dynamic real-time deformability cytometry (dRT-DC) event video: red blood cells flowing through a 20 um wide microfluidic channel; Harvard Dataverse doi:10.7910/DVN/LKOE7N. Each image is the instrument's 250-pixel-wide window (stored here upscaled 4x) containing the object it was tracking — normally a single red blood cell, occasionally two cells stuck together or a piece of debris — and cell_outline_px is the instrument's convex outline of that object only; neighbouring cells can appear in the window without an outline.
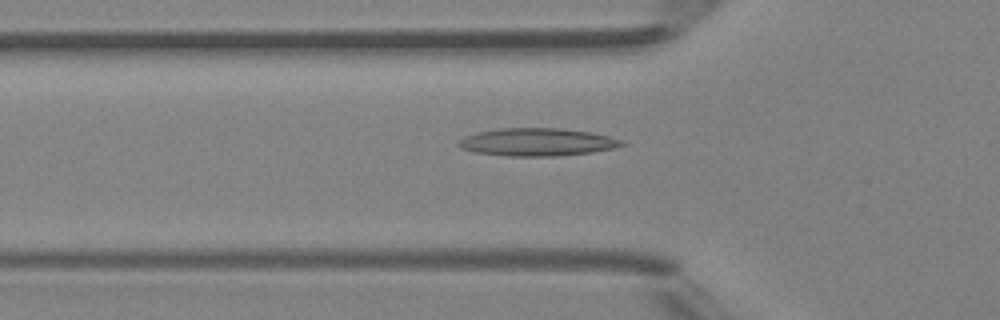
{"species": "Egyptian fruit bat (a non-hibernating species)", "species_latin": "Rousettus aegyptiacus", "temperature_condition": "room temperature", "stored_images_in_passage": 25, "camera_frame_rate_fps": 3000, "um_per_image_px": 0.085, "animal": {"sex": "female"}, "frame": {"image": 1, "passage_image": 4, "time_ms": 1.0, "image_size_px": [1000, 320], "cell_outline_px": [[628, 144], [612, 148], [592, 152], [556, 156], [508, 156], [476, 152], [460, 148], [456, 144], [460, 140], [468, 136], [480, 132], [500, 128], [560, 128], [588, 132], [608, 136], [624, 140]], "centroid_in_image_um": [45.7, 12.08], "position_along_channel_um": 80.1, "area_um2": 26.18}}
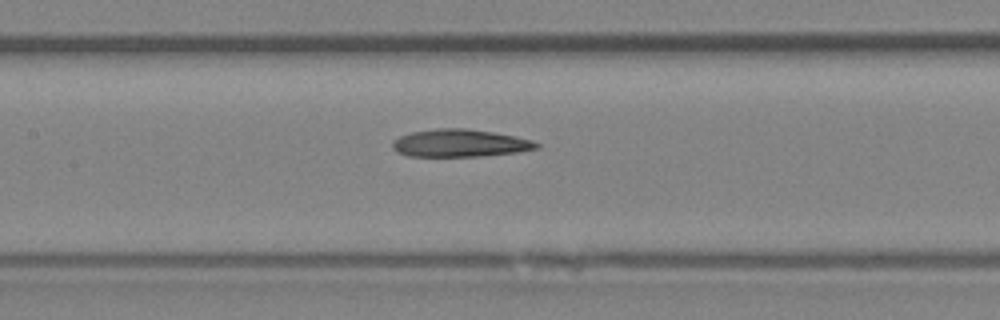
{"frame": {"image": 2, "passage_image": 10, "time_ms": 3.0, "image_size_px": [1000, 320], "cell_outline_px": [[540, 148], [520, 152], [480, 156], [408, 156], [396, 152], [392, 148], [392, 140], [400, 136], [412, 132], [436, 128], [468, 128], [516, 136], [532, 140], [540, 144]], "centroid_in_image_um": [39.1, 12.16], "position_along_channel_um": 168.3, "area_um2": 23.35}}
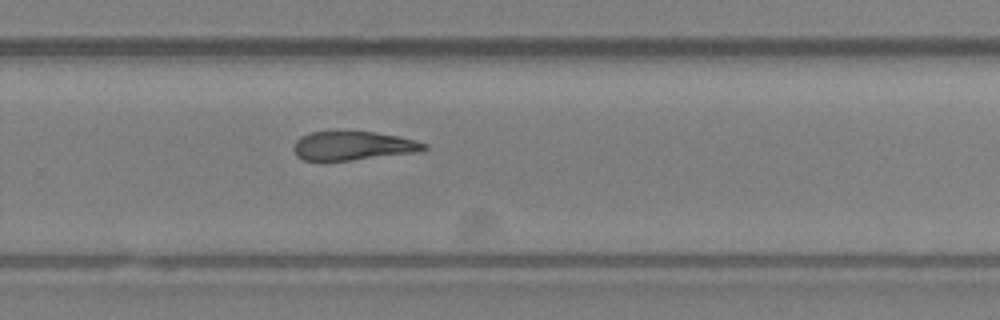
{"frame": {"image": 3, "passage_image": 19, "time_ms": 6.0, "image_size_px": [1000, 320], "cell_outline_px": [[428, 148], [416, 152], [348, 160], [304, 160], [296, 156], [292, 148], [296, 140], [300, 136], [312, 132], [336, 128], [376, 132], [400, 136], [428, 144]], "centroid_in_image_um": [29.95, 12.33], "position_along_channel_um": 299.9, "area_um2": 22.6}}